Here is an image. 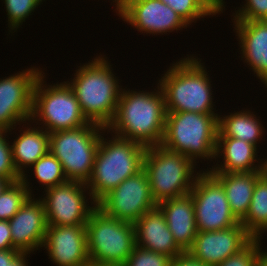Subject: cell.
<instances>
[{
  "label": "cell",
  "instance_id": "1",
  "mask_svg": "<svg viewBox=\"0 0 267 266\" xmlns=\"http://www.w3.org/2000/svg\"><path fill=\"white\" fill-rule=\"evenodd\" d=\"M156 84L150 92L122 87L115 118L107 130L146 147L161 144L167 112L164 94Z\"/></svg>",
  "mask_w": 267,
  "mask_h": 266
},
{
  "label": "cell",
  "instance_id": "2",
  "mask_svg": "<svg viewBox=\"0 0 267 266\" xmlns=\"http://www.w3.org/2000/svg\"><path fill=\"white\" fill-rule=\"evenodd\" d=\"M112 66L109 58L99 53L88 63H80L72 74L74 77L66 81L86 119L104 128L115 118L123 87Z\"/></svg>",
  "mask_w": 267,
  "mask_h": 266
},
{
  "label": "cell",
  "instance_id": "3",
  "mask_svg": "<svg viewBox=\"0 0 267 266\" xmlns=\"http://www.w3.org/2000/svg\"><path fill=\"white\" fill-rule=\"evenodd\" d=\"M186 56L171 63L157 80L164 94L166 112L215 113L207 66L196 54Z\"/></svg>",
  "mask_w": 267,
  "mask_h": 266
},
{
  "label": "cell",
  "instance_id": "4",
  "mask_svg": "<svg viewBox=\"0 0 267 266\" xmlns=\"http://www.w3.org/2000/svg\"><path fill=\"white\" fill-rule=\"evenodd\" d=\"M146 148L138 142L113 135L108 130L101 134L92 175L86 183L94 201L98 202L128 177L143 169Z\"/></svg>",
  "mask_w": 267,
  "mask_h": 266
},
{
  "label": "cell",
  "instance_id": "5",
  "mask_svg": "<svg viewBox=\"0 0 267 266\" xmlns=\"http://www.w3.org/2000/svg\"><path fill=\"white\" fill-rule=\"evenodd\" d=\"M218 115L217 112H167L161 145L185 155L196 166L199 160L212 163L217 143Z\"/></svg>",
  "mask_w": 267,
  "mask_h": 266
},
{
  "label": "cell",
  "instance_id": "6",
  "mask_svg": "<svg viewBox=\"0 0 267 266\" xmlns=\"http://www.w3.org/2000/svg\"><path fill=\"white\" fill-rule=\"evenodd\" d=\"M143 169L157 204L189 194L196 177L202 172L185 155L171 151L161 144L146 148Z\"/></svg>",
  "mask_w": 267,
  "mask_h": 266
},
{
  "label": "cell",
  "instance_id": "7",
  "mask_svg": "<svg viewBox=\"0 0 267 266\" xmlns=\"http://www.w3.org/2000/svg\"><path fill=\"white\" fill-rule=\"evenodd\" d=\"M46 76L43 71L34 86L30 118L32 123L42 127L48 133L89 124L68 83L64 81L47 84Z\"/></svg>",
  "mask_w": 267,
  "mask_h": 266
},
{
  "label": "cell",
  "instance_id": "8",
  "mask_svg": "<svg viewBox=\"0 0 267 266\" xmlns=\"http://www.w3.org/2000/svg\"><path fill=\"white\" fill-rule=\"evenodd\" d=\"M86 241L90 263L122 266L136 247L134 224L96 207L86 223Z\"/></svg>",
  "mask_w": 267,
  "mask_h": 266
},
{
  "label": "cell",
  "instance_id": "9",
  "mask_svg": "<svg viewBox=\"0 0 267 266\" xmlns=\"http://www.w3.org/2000/svg\"><path fill=\"white\" fill-rule=\"evenodd\" d=\"M105 130L107 128L89 123L83 127L49 133V152L61 163L68 181L88 182L100 137Z\"/></svg>",
  "mask_w": 267,
  "mask_h": 266
},
{
  "label": "cell",
  "instance_id": "10",
  "mask_svg": "<svg viewBox=\"0 0 267 266\" xmlns=\"http://www.w3.org/2000/svg\"><path fill=\"white\" fill-rule=\"evenodd\" d=\"M42 192L45 194L39 198L44 204L48 225H86L97 207L88 187L81 182L67 181Z\"/></svg>",
  "mask_w": 267,
  "mask_h": 266
},
{
  "label": "cell",
  "instance_id": "11",
  "mask_svg": "<svg viewBox=\"0 0 267 266\" xmlns=\"http://www.w3.org/2000/svg\"><path fill=\"white\" fill-rule=\"evenodd\" d=\"M190 194L198 231L224 230L240 223L231 212L222 185L208 171L196 177Z\"/></svg>",
  "mask_w": 267,
  "mask_h": 266
},
{
  "label": "cell",
  "instance_id": "12",
  "mask_svg": "<svg viewBox=\"0 0 267 266\" xmlns=\"http://www.w3.org/2000/svg\"><path fill=\"white\" fill-rule=\"evenodd\" d=\"M114 7L120 17L118 19L131 25L143 36H162L191 27L161 0H119Z\"/></svg>",
  "mask_w": 267,
  "mask_h": 266
},
{
  "label": "cell",
  "instance_id": "13",
  "mask_svg": "<svg viewBox=\"0 0 267 266\" xmlns=\"http://www.w3.org/2000/svg\"><path fill=\"white\" fill-rule=\"evenodd\" d=\"M43 71L31 65L0 78V128L11 130L30 120L34 86Z\"/></svg>",
  "mask_w": 267,
  "mask_h": 266
},
{
  "label": "cell",
  "instance_id": "14",
  "mask_svg": "<svg viewBox=\"0 0 267 266\" xmlns=\"http://www.w3.org/2000/svg\"><path fill=\"white\" fill-rule=\"evenodd\" d=\"M97 207L108 216L133 224L144 213L157 207L144 169L104 195Z\"/></svg>",
  "mask_w": 267,
  "mask_h": 266
},
{
  "label": "cell",
  "instance_id": "15",
  "mask_svg": "<svg viewBox=\"0 0 267 266\" xmlns=\"http://www.w3.org/2000/svg\"><path fill=\"white\" fill-rule=\"evenodd\" d=\"M254 238L239 223L217 231H198L187 254L207 266H217L245 248Z\"/></svg>",
  "mask_w": 267,
  "mask_h": 266
},
{
  "label": "cell",
  "instance_id": "16",
  "mask_svg": "<svg viewBox=\"0 0 267 266\" xmlns=\"http://www.w3.org/2000/svg\"><path fill=\"white\" fill-rule=\"evenodd\" d=\"M41 249L56 266H86V225H48Z\"/></svg>",
  "mask_w": 267,
  "mask_h": 266
},
{
  "label": "cell",
  "instance_id": "17",
  "mask_svg": "<svg viewBox=\"0 0 267 266\" xmlns=\"http://www.w3.org/2000/svg\"><path fill=\"white\" fill-rule=\"evenodd\" d=\"M8 222L14 249L30 254L40 250L48 224L39 197L30 196Z\"/></svg>",
  "mask_w": 267,
  "mask_h": 266
},
{
  "label": "cell",
  "instance_id": "18",
  "mask_svg": "<svg viewBox=\"0 0 267 266\" xmlns=\"http://www.w3.org/2000/svg\"><path fill=\"white\" fill-rule=\"evenodd\" d=\"M259 147L232 137H217L213 166L209 173H249L267 170V157L260 158ZM258 150V151H257ZM259 156V157H258ZM220 159L223 160L220 162ZM223 162V163H222ZM220 163V164H218Z\"/></svg>",
  "mask_w": 267,
  "mask_h": 266
},
{
  "label": "cell",
  "instance_id": "19",
  "mask_svg": "<svg viewBox=\"0 0 267 266\" xmlns=\"http://www.w3.org/2000/svg\"><path fill=\"white\" fill-rule=\"evenodd\" d=\"M239 56L262 84L267 81V20L232 21ZM241 49V50H240ZM256 74V75H255Z\"/></svg>",
  "mask_w": 267,
  "mask_h": 266
},
{
  "label": "cell",
  "instance_id": "20",
  "mask_svg": "<svg viewBox=\"0 0 267 266\" xmlns=\"http://www.w3.org/2000/svg\"><path fill=\"white\" fill-rule=\"evenodd\" d=\"M136 245L172 259L185 252L175 242L166 218L157 206L144 213L135 223Z\"/></svg>",
  "mask_w": 267,
  "mask_h": 266
},
{
  "label": "cell",
  "instance_id": "21",
  "mask_svg": "<svg viewBox=\"0 0 267 266\" xmlns=\"http://www.w3.org/2000/svg\"><path fill=\"white\" fill-rule=\"evenodd\" d=\"M163 212L177 245L184 251L192 246L198 232L192 195L166 199L157 204Z\"/></svg>",
  "mask_w": 267,
  "mask_h": 266
},
{
  "label": "cell",
  "instance_id": "22",
  "mask_svg": "<svg viewBox=\"0 0 267 266\" xmlns=\"http://www.w3.org/2000/svg\"><path fill=\"white\" fill-rule=\"evenodd\" d=\"M21 125L13 128L20 130L19 135L17 134V137L14 135L15 139L11 142L13 162L20 176L49 152V133L46 130L35 125L31 120Z\"/></svg>",
  "mask_w": 267,
  "mask_h": 266
},
{
  "label": "cell",
  "instance_id": "23",
  "mask_svg": "<svg viewBox=\"0 0 267 266\" xmlns=\"http://www.w3.org/2000/svg\"><path fill=\"white\" fill-rule=\"evenodd\" d=\"M265 171L210 173L223 187L231 212L241 221L247 214L254 186Z\"/></svg>",
  "mask_w": 267,
  "mask_h": 266
},
{
  "label": "cell",
  "instance_id": "24",
  "mask_svg": "<svg viewBox=\"0 0 267 266\" xmlns=\"http://www.w3.org/2000/svg\"><path fill=\"white\" fill-rule=\"evenodd\" d=\"M252 112V109L242 108L241 111L229 112V114L218 115L217 137H232L243 140L256 147L266 136L262 120ZM257 115V116H256ZM265 134V135H264ZM258 145V146H257Z\"/></svg>",
  "mask_w": 267,
  "mask_h": 266
},
{
  "label": "cell",
  "instance_id": "25",
  "mask_svg": "<svg viewBox=\"0 0 267 266\" xmlns=\"http://www.w3.org/2000/svg\"><path fill=\"white\" fill-rule=\"evenodd\" d=\"M254 239L267 233V170L258 178L246 216L240 221ZM267 236V235H266Z\"/></svg>",
  "mask_w": 267,
  "mask_h": 266
},
{
  "label": "cell",
  "instance_id": "26",
  "mask_svg": "<svg viewBox=\"0 0 267 266\" xmlns=\"http://www.w3.org/2000/svg\"><path fill=\"white\" fill-rule=\"evenodd\" d=\"M32 169V170H31ZM32 172L33 178L36 179L37 183L41 185L43 190H46L50 187L61 185L68 180L63 172L62 165L58 159L48 152L45 156L39 158L27 171L21 176L22 182L26 185L28 192L31 196H35L33 193L32 182L28 177V171ZM29 181V182H28ZM31 185V186H30Z\"/></svg>",
  "mask_w": 267,
  "mask_h": 266
},
{
  "label": "cell",
  "instance_id": "27",
  "mask_svg": "<svg viewBox=\"0 0 267 266\" xmlns=\"http://www.w3.org/2000/svg\"><path fill=\"white\" fill-rule=\"evenodd\" d=\"M170 6L189 26L204 18L221 14L217 0H161Z\"/></svg>",
  "mask_w": 267,
  "mask_h": 266
},
{
  "label": "cell",
  "instance_id": "28",
  "mask_svg": "<svg viewBox=\"0 0 267 266\" xmlns=\"http://www.w3.org/2000/svg\"><path fill=\"white\" fill-rule=\"evenodd\" d=\"M30 196L22 180L10 183L0 194V220L9 221Z\"/></svg>",
  "mask_w": 267,
  "mask_h": 266
},
{
  "label": "cell",
  "instance_id": "29",
  "mask_svg": "<svg viewBox=\"0 0 267 266\" xmlns=\"http://www.w3.org/2000/svg\"><path fill=\"white\" fill-rule=\"evenodd\" d=\"M5 4L4 8L7 12V20L8 22V34L12 35L14 32L22 28L23 22L29 18V16L33 15L35 10L43 4L45 0H2Z\"/></svg>",
  "mask_w": 267,
  "mask_h": 266
},
{
  "label": "cell",
  "instance_id": "30",
  "mask_svg": "<svg viewBox=\"0 0 267 266\" xmlns=\"http://www.w3.org/2000/svg\"><path fill=\"white\" fill-rule=\"evenodd\" d=\"M13 130V128L11 130L0 128V177L8 179L11 183L21 180L13 162L12 146L9 141V135L12 136L16 131Z\"/></svg>",
  "mask_w": 267,
  "mask_h": 266
},
{
  "label": "cell",
  "instance_id": "31",
  "mask_svg": "<svg viewBox=\"0 0 267 266\" xmlns=\"http://www.w3.org/2000/svg\"><path fill=\"white\" fill-rule=\"evenodd\" d=\"M172 258L136 245L122 266H170Z\"/></svg>",
  "mask_w": 267,
  "mask_h": 266
},
{
  "label": "cell",
  "instance_id": "32",
  "mask_svg": "<svg viewBox=\"0 0 267 266\" xmlns=\"http://www.w3.org/2000/svg\"><path fill=\"white\" fill-rule=\"evenodd\" d=\"M243 5L232 12V21L267 20V0H244Z\"/></svg>",
  "mask_w": 267,
  "mask_h": 266
},
{
  "label": "cell",
  "instance_id": "33",
  "mask_svg": "<svg viewBox=\"0 0 267 266\" xmlns=\"http://www.w3.org/2000/svg\"><path fill=\"white\" fill-rule=\"evenodd\" d=\"M258 254L259 239H253L245 248L217 266H258Z\"/></svg>",
  "mask_w": 267,
  "mask_h": 266
},
{
  "label": "cell",
  "instance_id": "34",
  "mask_svg": "<svg viewBox=\"0 0 267 266\" xmlns=\"http://www.w3.org/2000/svg\"><path fill=\"white\" fill-rule=\"evenodd\" d=\"M14 249L9 222L0 220V250Z\"/></svg>",
  "mask_w": 267,
  "mask_h": 266
},
{
  "label": "cell",
  "instance_id": "35",
  "mask_svg": "<svg viewBox=\"0 0 267 266\" xmlns=\"http://www.w3.org/2000/svg\"><path fill=\"white\" fill-rule=\"evenodd\" d=\"M170 266H207L199 261L191 258L186 252L178 257L171 260Z\"/></svg>",
  "mask_w": 267,
  "mask_h": 266
},
{
  "label": "cell",
  "instance_id": "36",
  "mask_svg": "<svg viewBox=\"0 0 267 266\" xmlns=\"http://www.w3.org/2000/svg\"><path fill=\"white\" fill-rule=\"evenodd\" d=\"M20 253L17 249L0 250V266H8Z\"/></svg>",
  "mask_w": 267,
  "mask_h": 266
},
{
  "label": "cell",
  "instance_id": "37",
  "mask_svg": "<svg viewBox=\"0 0 267 266\" xmlns=\"http://www.w3.org/2000/svg\"><path fill=\"white\" fill-rule=\"evenodd\" d=\"M30 253L21 252L8 266H29Z\"/></svg>",
  "mask_w": 267,
  "mask_h": 266
},
{
  "label": "cell",
  "instance_id": "38",
  "mask_svg": "<svg viewBox=\"0 0 267 266\" xmlns=\"http://www.w3.org/2000/svg\"><path fill=\"white\" fill-rule=\"evenodd\" d=\"M263 240L259 239V254H258V266H267V247L263 248ZM262 246V247H261Z\"/></svg>",
  "mask_w": 267,
  "mask_h": 266
},
{
  "label": "cell",
  "instance_id": "39",
  "mask_svg": "<svg viewBox=\"0 0 267 266\" xmlns=\"http://www.w3.org/2000/svg\"><path fill=\"white\" fill-rule=\"evenodd\" d=\"M11 182L8 179L0 177V194L5 190V188L10 184Z\"/></svg>",
  "mask_w": 267,
  "mask_h": 266
},
{
  "label": "cell",
  "instance_id": "40",
  "mask_svg": "<svg viewBox=\"0 0 267 266\" xmlns=\"http://www.w3.org/2000/svg\"><path fill=\"white\" fill-rule=\"evenodd\" d=\"M220 4H221V13H223L224 11H225V7L227 6V5H225V3H227V2H225V0L223 1V0H217Z\"/></svg>",
  "mask_w": 267,
  "mask_h": 266
},
{
  "label": "cell",
  "instance_id": "41",
  "mask_svg": "<svg viewBox=\"0 0 267 266\" xmlns=\"http://www.w3.org/2000/svg\"><path fill=\"white\" fill-rule=\"evenodd\" d=\"M86 266H105V265H98V264H92V263H89V264H87Z\"/></svg>",
  "mask_w": 267,
  "mask_h": 266
},
{
  "label": "cell",
  "instance_id": "42",
  "mask_svg": "<svg viewBox=\"0 0 267 266\" xmlns=\"http://www.w3.org/2000/svg\"><path fill=\"white\" fill-rule=\"evenodd\" d=\"M112 1L111 4H113V6L119 1V0H110Z\"/></svg>",
  "mask_w": 267,
  "mask_h": 266
},
{
  "label": "cell",
  "instance_id": "43",
  "mask_svg": "<svg viewBox=\"0 0 267 266\" xmlns=\"http://www.w3.org/2000/svg\"><path fill=\"white\" fill-rule=\"evenodd\" d=\"M264 88H267V81L264 83ZM267 90V89H266Z\"/></svg>",
  "mask_w": 267,
  "mask_h": 266
}]
</instances>
